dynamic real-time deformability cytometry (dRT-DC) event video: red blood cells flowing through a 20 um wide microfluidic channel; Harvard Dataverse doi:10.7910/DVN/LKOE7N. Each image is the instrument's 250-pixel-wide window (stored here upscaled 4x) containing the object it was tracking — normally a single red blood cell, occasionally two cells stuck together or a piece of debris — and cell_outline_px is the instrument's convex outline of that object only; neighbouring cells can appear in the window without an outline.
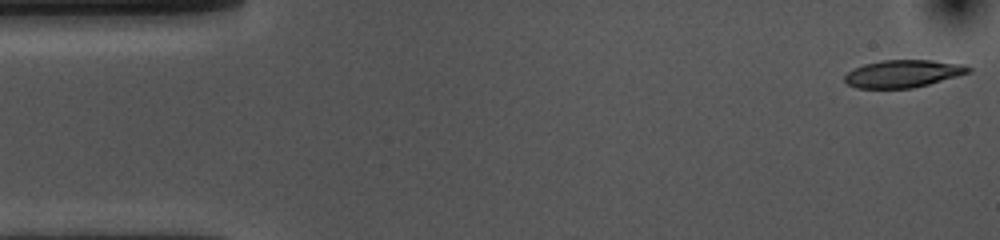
{"species": "common noctule bat (a hibernating species)", "species_latin": "Nyctalus noctula", "temperature_condition": "cold", "stored_images_in_passage": 54, "camera_frame_rate_fps": 3000, "um_per_image_px": 0.085, "animal": {"sex": "female", "body_mass_g": 10.0, "forearm_length_mm": 53.1}, "frame": {"image": 1, "passage_image": 1, "time_ms": 0.0, "image_size_px": [1000, 240], "cell_outline_px": [[972, 68], [968, 72], [956, 76], [928, 84], [912, 88], [856, 88], [848, 84], [844, 80], [844, 76], [848, 72], [864, 64], [884, 60], [932, 60], [964, 64]], "centroid_in_image_um": [76.75, 6.26], "position_along_channel_um": 8.3, "area_um2": 19.59}}
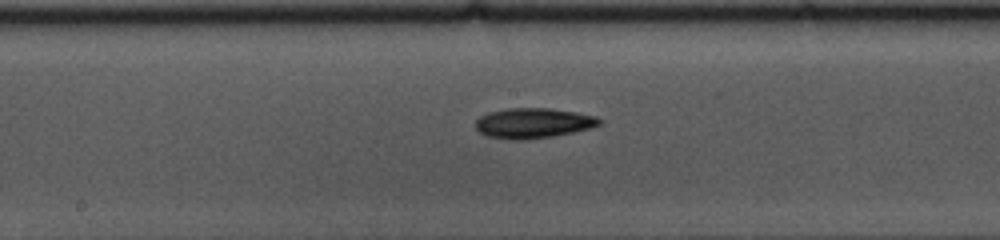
{"frame": {"image": 2, "passage_image": 26, "time_ms": 8.333, "image_size_px": [1000, 240], "cell_outline_px": [[604, 120], [600, 124], [592, 128], [552, 136], [524, 140], [512, 140], [488, 136], [480, 132], [476, 128], [476, 120], [480, 116], [488, 112], [508, 108], [548, 108], [576, 112], [596, 116]], "centroid_in_image_um": [45.34, 10.46], "position_along_channel_um": 202.9, "area_um2": 21.79}}
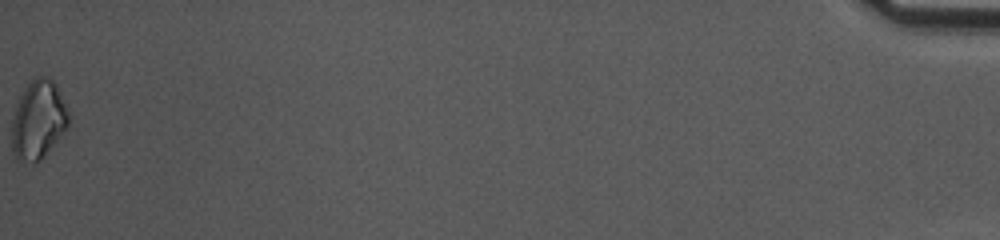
{"frame": {"image": 3, "passage_image": 54, "time_ms": 17.667, "image_size_px": [1000, 240], "cell_outline_px": [[68, 124], [64, 132], [40, 160], [36, 164], [20, 164], [16, 160], [12, 152], [12, 116], [16, 100], [24, 88], [36, 76], [48, 76], [56, 84], [68, 112]], "centroid_in_image_um": [3.2, 10.22], "position_along_channel_um": 432.0, "area_um2": 26.47}, "authors_computed_cell_mechanics": {"area_um2": 20.9525, "velocity_mm_per_s": 3.6007, "shape_relaxation_time_tau1_ms": 4.1718, "shape_relaxation_time_tau2_ms": null, "deformation_change_tau1": 0.118, "deformation_change_tau2": null}}